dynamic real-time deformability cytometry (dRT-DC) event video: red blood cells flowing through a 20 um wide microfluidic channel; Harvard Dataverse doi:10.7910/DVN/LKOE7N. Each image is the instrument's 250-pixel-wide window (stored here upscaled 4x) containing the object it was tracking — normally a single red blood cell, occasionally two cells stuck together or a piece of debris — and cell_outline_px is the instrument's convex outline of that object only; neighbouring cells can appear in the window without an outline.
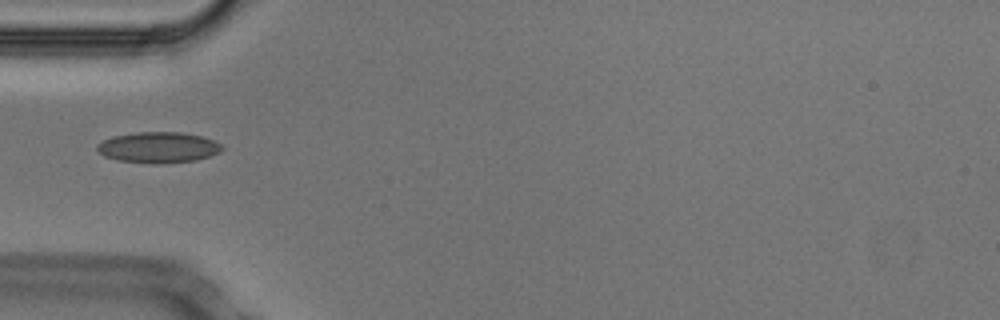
{"species": "Egyptian fruit bat (a non-hibernating species)", "species_latin": "Rousettus aegyptiacus", "temperature_condition": "cold", "stored_images_in_passage": 37, "camera_frame_rate_fps": 3000, "um_per_image_px": 0.085, "animal": {"sex": "male"}, "frame": {"image": 1, "passage_image": 1, "time_ms": 0.0, "image_size_px": [1000, 320], "cell_outline_px": [[224, 148], [220, 152], [196, 160], [160, 164], [152, 164], [116, 160], [104, 156], [96, 148], [96, 144], [112, 136], [136, 132], [180, 132], [200, 136], [212, 140], [220, 144]], "centroid_in_image_um": [13.42, 12.54], "position_along_channel_um": 71.6, "area_um2": 22.48}}
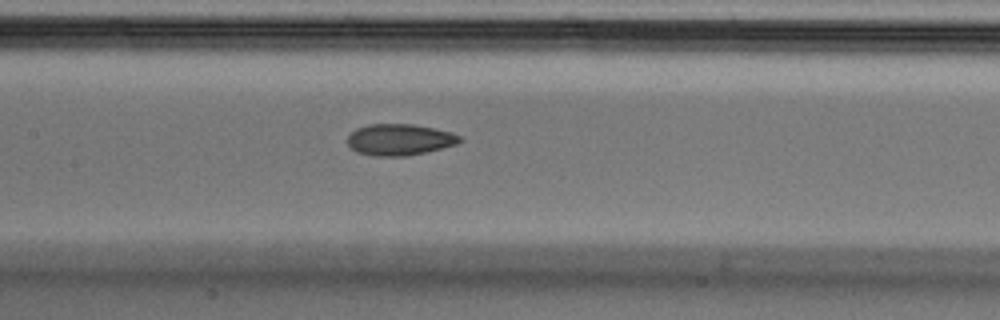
{"frame": {"image": 2, "passage_image": 9, "time_ms": 2.667, "image_size_px": [1000, 320], "cell_outline_px": [[464, 140], [456, 144], [408, 156], [372, 156], [356, 152], [348, 144], [348, 136], [356, 128], [368, 124], [412, 124], [452, 132], [464, 136]], "centroid_in_image_um": [33.98, 11.87], "position_along_channel_um": 173.4, "area_um2": 20.58}}
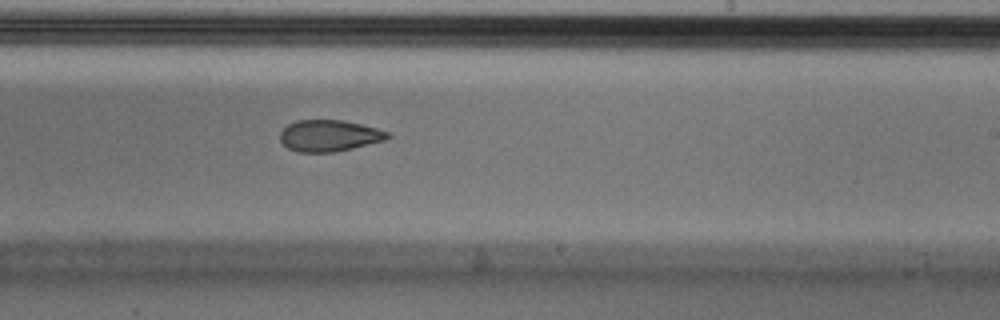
{"frame": {"image": 3, "passage_image": 16, "time_ms": 5.0, "image_size_px": [1000, 320], "cell_outline_px": [[392, 136], [384, 140], [336, 152], [296, 152], [288, 148], [280, 140], [280, 132], [288, 124], [296, 120], [344, 120], [376, 128], [388, 132]], "centroid_in_image_um": [27.96, 11.53], "position_along_channel_um": 261.0, "area_um2": 19.65}}